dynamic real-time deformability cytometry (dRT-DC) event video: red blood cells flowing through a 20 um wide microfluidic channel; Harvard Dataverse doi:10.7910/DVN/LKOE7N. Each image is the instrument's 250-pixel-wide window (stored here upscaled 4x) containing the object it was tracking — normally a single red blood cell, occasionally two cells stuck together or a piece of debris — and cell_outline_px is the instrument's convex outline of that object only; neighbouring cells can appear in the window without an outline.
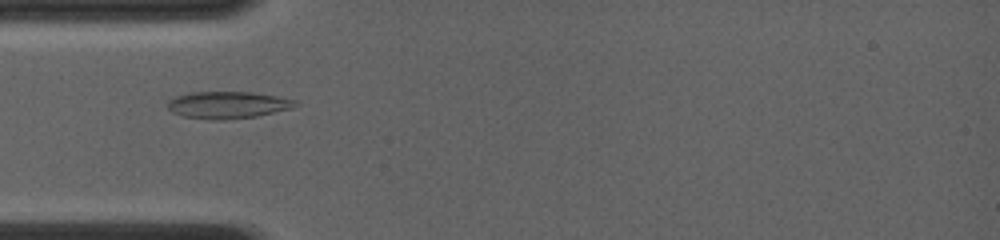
{"species": "common noctule bat (a hibernating species)", "species_latin": "Nyctalus noctula", "temperature_condition": "room temperature", "stored_images_in_passage": 48, "camera_frame_rate_fps": 4000, "um_per_image_px": 0.085, "animal": {"sex": "female", "body_mass_g": 19.0, "forearm_length_mm": 56.7}, "frame": {"image": 1, "passage_image": 19, "time_ms": 4.5, "image_size_px": [1000, 240], "cell_outline_px": [[300, 104], [292, 108], [256, 116], [224, 120], [208, 120], [184, 116], [172, 112], [168, 108], [168, 100], [176, 96], [192, 92], [252, 92], [276, 96], [296, 100]], "centroid_in_image_um": [19.36, 8.92], "position_along_channel_um": 65.6, "area_um2": 20.11}}
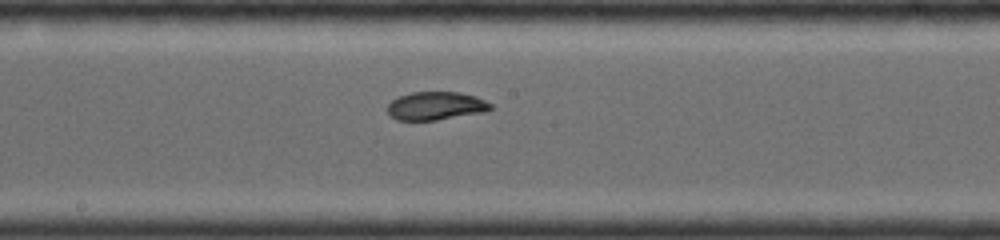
{"frame": {"image": 2, "passage_image": 33, "time_ms": 8.0, "image_size_px": [1000, 240], "cell_outline_px": [[492, 108], [484, 112], [436, 120], [396, 120], [388, 116], [388, 104], [392, 100], [400, 96], [412, 92], [460, 92], [476, 96], [492, 104]], "centroid_in_image_um": [37.03, 9.0], "position_along_channel_um": 211.2, "area_um2": 16.99}}
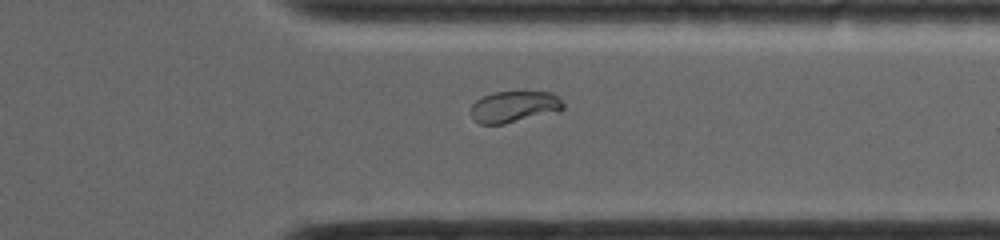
{"frame": {"image": 3, "passage_image": 48, "time_ms": 11.75, "image_size_px": [1000, 240], "cell_outline_px": [[564, 108], [560, 112], [504, 124], [480, 124], [472, 120], [468, 112], [472, 104], [476, 100], [492, 92], [552, 92], [564, 104]], "centroid_in_image_um": [43.67, 9.09], "position_along_channel_um": 367.7, "area_um2": 17.28}}